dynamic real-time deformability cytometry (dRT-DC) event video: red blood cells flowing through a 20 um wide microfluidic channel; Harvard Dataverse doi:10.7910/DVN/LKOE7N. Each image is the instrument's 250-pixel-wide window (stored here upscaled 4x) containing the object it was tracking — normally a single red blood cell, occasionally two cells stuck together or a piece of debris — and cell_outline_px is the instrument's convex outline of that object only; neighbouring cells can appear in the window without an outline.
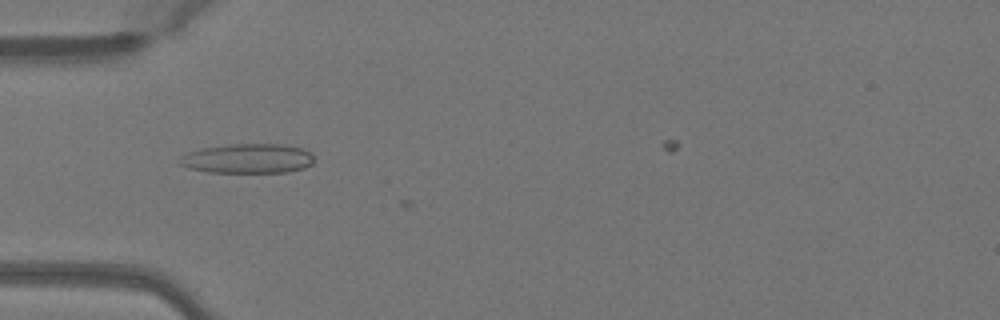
{"species": "Egyptian fruit bat (a non-hibernating species)", "species_latin": "Rousettus aegyptiacus", "temperature_condition": "warm", "stored_images_in_passage": 32, "camera_frame_rate_fps": 3000, "um_per_image_px": 0.085, "animal": {"sex": "female"}, "frame": {"image": 1, "passage_image": 1, "time_ms": 0.0, "image_size_px": [1000, 320], "cell_outline_px": [[312, 164], [304, 168], [288, 172], [208, 172], [188, 168], [176, 164], [188, 152], [200, 148], [232, 144], [276, 144], [300, 148], [312, 152]], "centroid_in_image_um": [21.04, 13.48], "position_along_channel_um": 64.0, "area_um2": 23.06}}
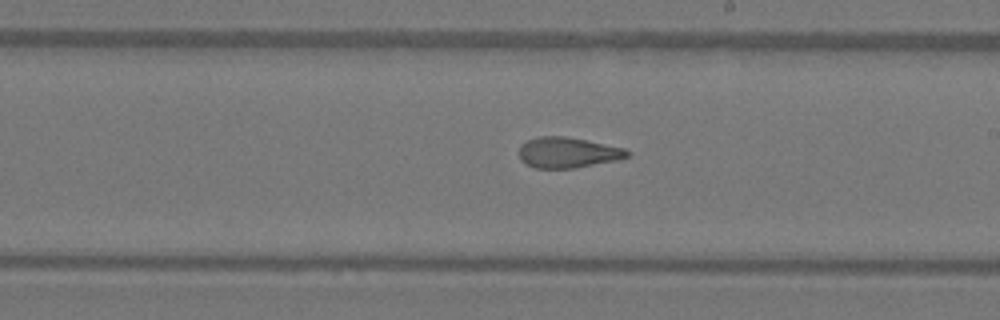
{"frame": {"image": 2, "passage_image": 14, "time_ms": 4.333, "image_size_px": [1000, 320], "cell_outline_px": [[632, 152], [628, 156], [620, 160], [572, 168], [536, 168], [524, 164], [520, 160], [520, 144], [528, 140], [540, 136], [564, 136], [624, 148]], "centroid_in_image_um": [48.25, 12.97], "position_along_channel_um": 240.7, "area_um2": 19.25}}
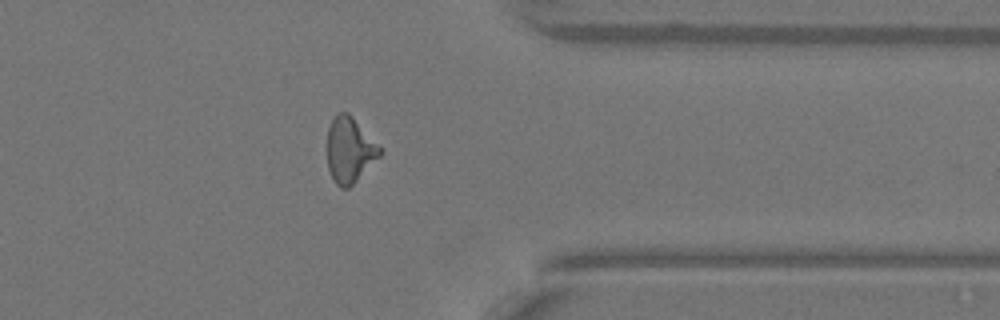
{"frame": {"image": 3, "passage_image": 25, "time_ms": 8.0, "image_size_px": [1000, 320], "cell_outline_px": [[384, 152], [348, 188], [340, 188], [336, 184], [328, 168], [328, 128], [332, 120], [340, 112], [348, 112], [352, 116]], "centroid_in_image_um": [29.72, 12.75], "position_along_channel_um": 381.7, "area_um2": 19.59}, "authors_computed_cell_mechanics": {"area_um2": 19.5942, "velocity_mm_per_s": 4.0826, "shape_relaxation_time_tau1_ms": null, "shape_relaxation_time_tau2_ms": 1.6091, "deformation_change_tau1": null, "deformation_change_tau2": 0.0999}}